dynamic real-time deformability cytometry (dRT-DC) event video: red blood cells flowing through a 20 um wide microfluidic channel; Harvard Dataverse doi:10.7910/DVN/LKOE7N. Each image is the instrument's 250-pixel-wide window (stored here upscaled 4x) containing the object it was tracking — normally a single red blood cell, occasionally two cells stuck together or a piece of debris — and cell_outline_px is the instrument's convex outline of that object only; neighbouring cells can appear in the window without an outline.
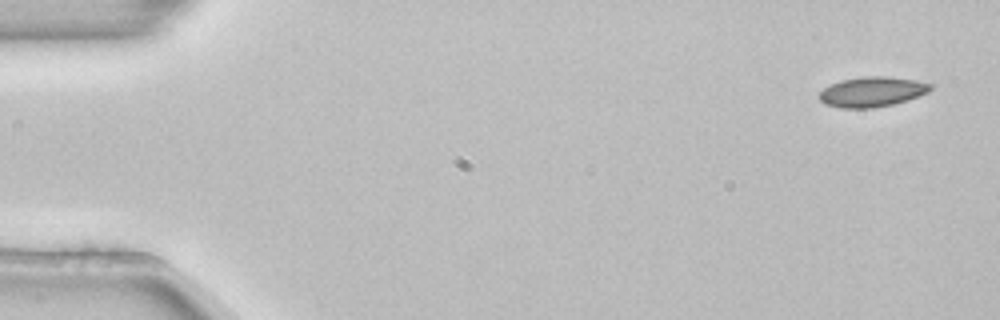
{"species": "common noctule bat (a hibernating species)", "species_latin": "Nyctalus noctula", "temperature_condition": "room temperature", "stored_images_in_passage": 6, "camera_frame_rate_fps": 3000, "um_per_image_px": 0.085, "animal": {"sex": "female", "body_mass_g": 22.7, "forearm_length_mm": 54.2}, "frame": {"image": 1, "passage_image": 1, "time_ms": 0.0, "image_size_px": [1000, 320], "cell_outline_px": [[932, 88], [928, 92], [908, 100], [892, 104], [872, 108], [840, 108], [824, 104], [820, 100], [820, 92], [824, 88], [840, 80], [864, 76], [888, 76], [916, 80], [932, 84]], "centroid_in_image_um": [74.13, 7.8], "position_along_channel_um": 10.9, "area_um2": 19.48}}